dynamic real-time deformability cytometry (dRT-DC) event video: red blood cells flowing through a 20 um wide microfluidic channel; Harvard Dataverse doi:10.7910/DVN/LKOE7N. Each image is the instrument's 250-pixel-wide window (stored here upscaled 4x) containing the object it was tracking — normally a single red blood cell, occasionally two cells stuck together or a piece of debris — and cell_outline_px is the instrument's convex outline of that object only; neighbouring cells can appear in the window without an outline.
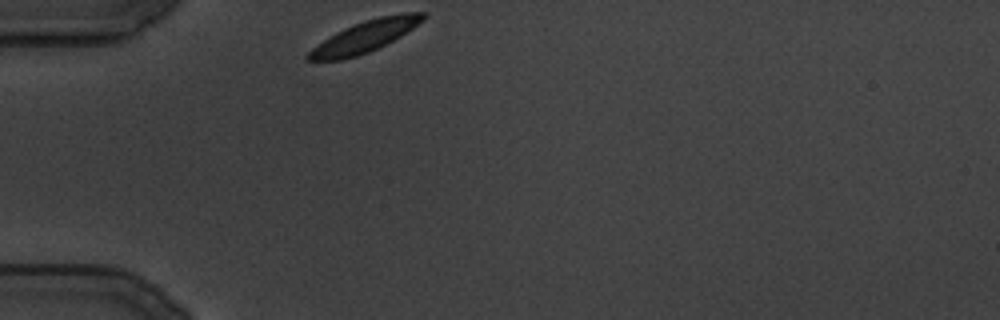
{"species": "common noctule bat (a hibernating species)", "species_latin": "Nyctalus noctula", "temperature_condition": "cold", "stored_images_in_passage": 74, "camera_frame_rate_fps": 3000, "um_per_image_px": 0.085, "animal": {"sex": "male", "body_mass_g": 19.5, "forearm_length_mm": 54.6}, "frame": {"image": 1, "passage_image": 1, "time_ms": 0.0, "image_size_px": [1000, 320], "cell_outline_px": [[428, 16], [424, 20], [400, 36], [368, 52], [356, 56], [340, 60], [304, 60], [304, 56], [316, 44], [336, 32], [344, 28], [380, 16], [404, 12], [428, 12]], "centroid_in_image_um": [31.0, 3.1], "position_along_channel_um": 54.0, "area_um2": 20.75}}
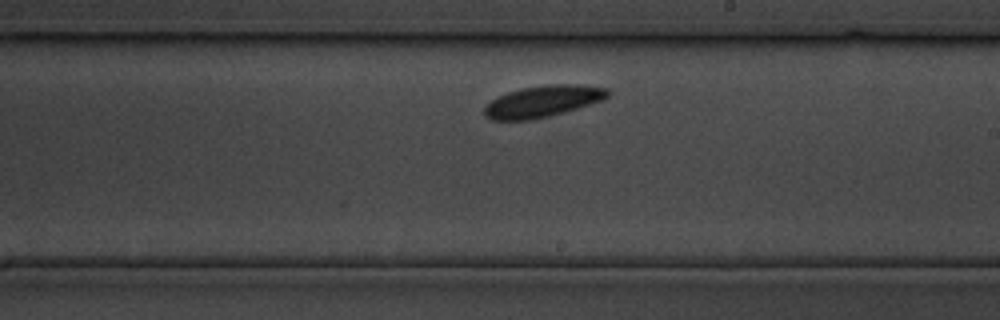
{"frame": {"image": 2, "passage_image": 42, "time_ms": 13.667, "image_size_px": [1000, 320], "cell_outline_px": [[608, 96], [604, 100], [576, 108], [532, 120], [492, 120], [484, 116], [484, 108], [492, 100], [508, 92], [524, 88], [548, 84], [576, 84], [608, 88]], "centroid_in_image_um": [46.14, 8.61], "position_along_channel_um": 242.9, "area_um2": 22.31}}
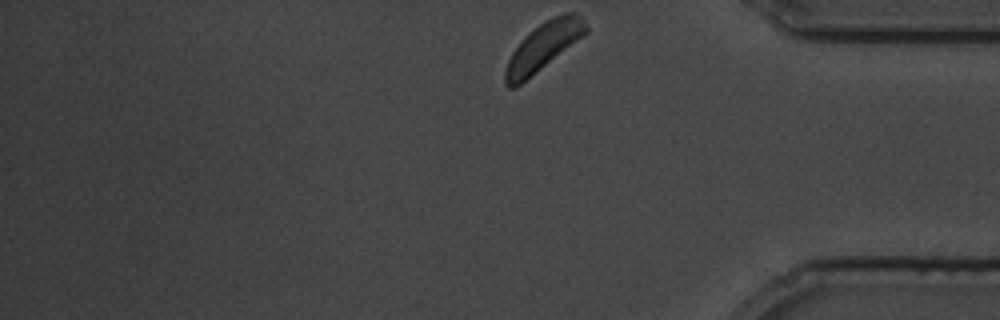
{"frame": {"image": 3, "passage_image": 74, "time_ms": 24.333, "image_size_px": [1000, 320], "cell_outline_px": [[588, 32], [520, 84], [512, 88], [508, 88], [504, 84], [504, 72], [508, 60], [512, 52], [524, 36], [528, 32], [544, 20], [552, 16], [564, 12], [576, 12], [580, 16], [588, 28]], "centroid_in_image_um": [46.16, 3.92], "position_along_channel_um": 389.0, "area_um2": 22.2}}